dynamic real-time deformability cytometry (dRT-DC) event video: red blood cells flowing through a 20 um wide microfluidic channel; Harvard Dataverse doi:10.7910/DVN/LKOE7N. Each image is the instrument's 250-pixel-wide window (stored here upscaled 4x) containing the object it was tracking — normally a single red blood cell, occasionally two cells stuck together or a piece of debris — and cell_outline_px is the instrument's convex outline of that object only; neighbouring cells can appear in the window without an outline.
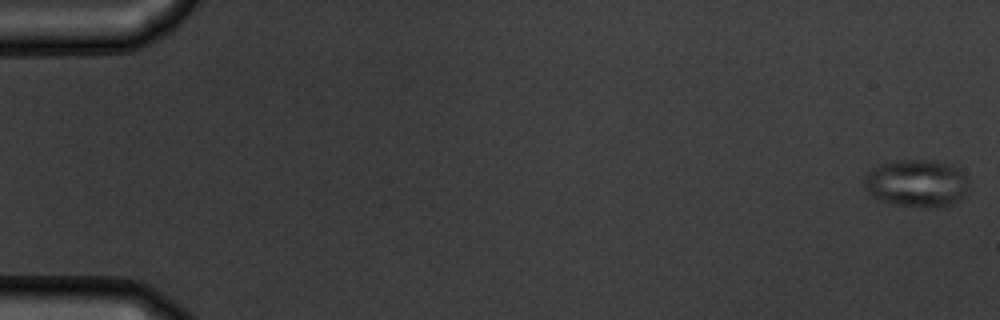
{"species": "common noctule bat (a hibernating species)", "species_latin": "Nyctalus noctula", "temperature_condition": "warm", "stored_images_in_passage": 12, "segment_of_instrument_passage": [1, 2], "camera_frame_rate_fps": 3000, "um_per_image_px": 0.085, "animal": {"sex": "male", "body_mass_g": 19.5, "forearm_length_mm": 54.6}, "frame": {"image": 1, "passage_image": 1, "time_ms": 0.0, "image_size_px": [1000, 320], "cell_outline_px": [[968, 188], [964, 196], [960, 200], [952, 204], [940, 208], [924, 208], [892, 204], [880, 200], [872, 196], [864, 188], [864, 172], [880, 164], [896, 160], [940, 160], [952, 164], [968, 180]], "centroid_in_image_um": [77.9, 15.58], "position_along_channel_um": 7.1, "area_um2": 29.59}}